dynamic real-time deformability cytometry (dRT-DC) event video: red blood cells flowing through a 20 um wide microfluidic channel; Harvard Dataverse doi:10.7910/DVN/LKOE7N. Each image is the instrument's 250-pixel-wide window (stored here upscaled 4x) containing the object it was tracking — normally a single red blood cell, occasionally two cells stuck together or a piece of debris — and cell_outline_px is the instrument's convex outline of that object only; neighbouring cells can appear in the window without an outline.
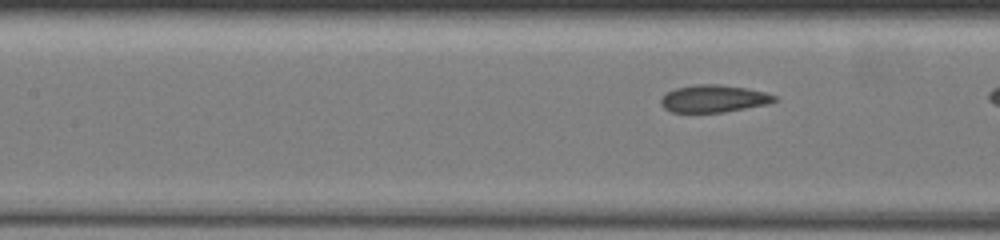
{"species": "common noctule bat (a hibernating species)", "species_latin": "Nyctalus noctula", "temperature_condition": "warm", "stored_images_in_passage": 32, "camera_frame_rate_fps": 3000, "um_per_image_px": 0.085, "animal": {"sex": "female", "body_mass_g": 19.5, "forearm_length_mm": 54.1}, "frame": {"image": 1, "passage_image": 10, "time_ms": 3.0, "image_size_px": [1000, 240], "cell_outline_px": [[776, 100], [768, 104], [724, 112], [672, 112], [664, 108], [660, 104], [660, 100], [668, 92], [676, 88], [696, 84], [720, 84], [744, 88], [764, 92], [776, 96]], "centroid_in_image_um": [60.65, 8.38], "position_along_channel_um": 146.8, "area_um2": 17.92}}
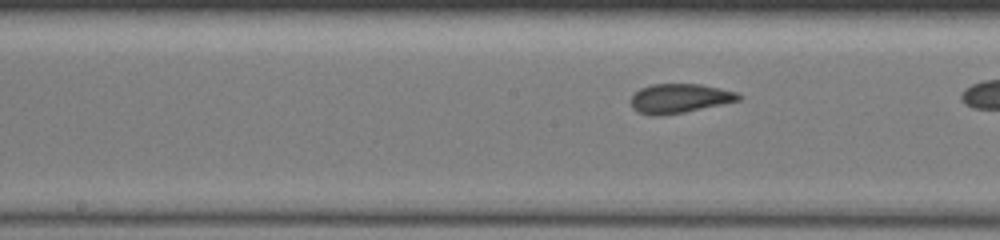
{"frame": {"image": 2, "passage_image": 14, "time_ms": 4.333, "image_size_px": [1000, 240], "cell_outline_px": [[744, 96], [740, 100], [684, 112], [664, 116], [648, 116], [636, 112], [632, 108], [632, 96], [640, 88], [652, 84], [700, 84], [736, 92]], "centroid_in_image_um": [57.73, 8.38], "position_along_channel_um": 190.5, "area_um2": 18.44}}